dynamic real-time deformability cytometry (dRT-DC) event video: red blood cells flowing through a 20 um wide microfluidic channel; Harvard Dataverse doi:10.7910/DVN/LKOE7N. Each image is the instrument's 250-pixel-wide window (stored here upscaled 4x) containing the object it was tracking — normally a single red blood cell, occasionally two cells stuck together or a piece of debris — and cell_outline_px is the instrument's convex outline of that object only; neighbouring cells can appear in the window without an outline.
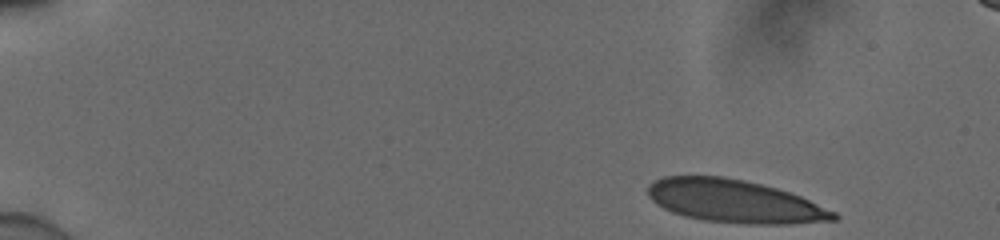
{"species": "human", "species_latin": "Homo sapiens", "temperature_condition": "cold", "stored_images_in_passage": 26, "camera_frame_rate_fps": 3000, "um_per_image_px": 0.085, "donor": {"sex": "male"}, "frame": {"image": 1, "passage_image": 1, "time_ms": 0.0, "image_size_px": [1000, 240], "cell_outline_px": [[840, 216], [836, 220], [788, 224], [748, 224], [704, 220], [684, 216], [672, 212], [656, 204], [648, 196], [648, 184], [664, 176], [724, 176], [744, 180], [776, 188], [800, 196], [836, 212]], "centroid_in_image_um": [62.43, 17.11], "position_along_channel_um": 22.6, "area_um2": 46.36}}
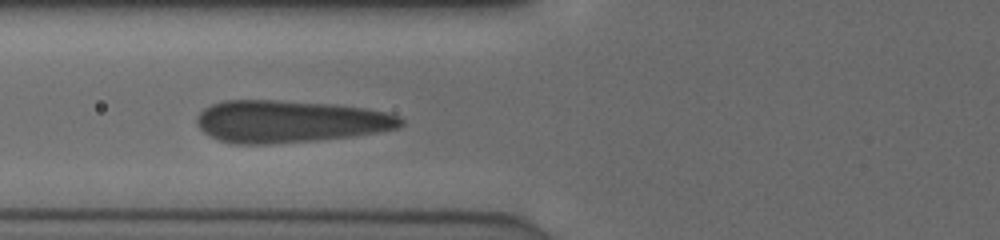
{"frame": {"image": 2, "passage_image": 15, "time_ms": 4.667, "image_size_px": [1000, 240], "cell_outline_px": [[404, 124], [400, 128], [352, 136], [316, 140], [272, 144], [232, 144], [220, 140], [204, 132], [196, 124], [196, 116], [204, 108], [212, 104], [224, 100], [276, 100], [332, 104], [364, 108], [384, 112], [400, 116], [404, 120]], "centroid_in_image_um": [24.61, 10.32], "position_along_channel_um": 101.2, "area_um2": 50.23}}
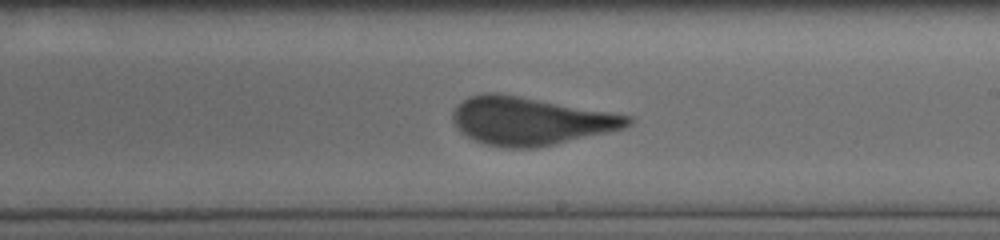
{"frame": {"image": 3, "passage_image": 26, "time_ms": 8.333, "image_size_px": [1000, 240], "cell_outline_px": [[632, 124], [624, 128], [608, 132], [556, 144], [536, 148], [504, 148], [484, 144], [460, 132], [456, 128], [452, 120], [452, 116], [456, 108], [464, 100], [472, 96], [484, 92], [496, 92], [632, 116]], "centroid_in_image_um": [45.07, 10.29], "position_along_channel_um": 243.9, "area_um2": 48.61}}